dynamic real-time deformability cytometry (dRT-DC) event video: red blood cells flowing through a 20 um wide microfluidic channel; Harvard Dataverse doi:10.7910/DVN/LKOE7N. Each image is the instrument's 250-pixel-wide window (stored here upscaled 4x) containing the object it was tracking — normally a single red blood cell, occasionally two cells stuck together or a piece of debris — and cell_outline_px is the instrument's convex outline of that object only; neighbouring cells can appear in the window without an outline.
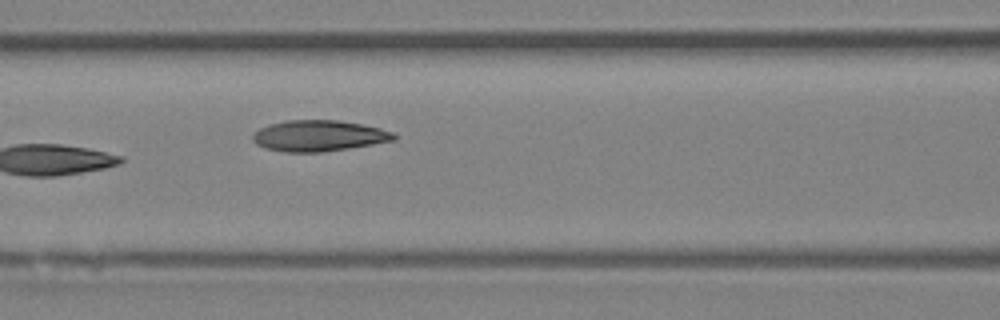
{"species": "Egyptian fruit bat (a non-hibernating species)", "species_latin": "Rousettus aegyptiacus", "temperature_condition": "room temperature", "stored_images_in_passage": 7, "camera_frame_rate_fps": 3000, "um_per_image_px": 0.085, "animal": {"sex": "female"}, "frame": {"image": 1, "passage_image": 7, "time_ms": 7.0, "image_size_px": [1000, 320], "cell_outline_px": [[396, 140], [348, 148], [320, 152], [284, 152], [264, 148], [256, 144], [252, 140], [252, 136], [260, 128], [268, 124], [288, 120], [336, 120], [360, 124], [380, 128], [392, 132], [396, 136]], "centroid_in_image_um": [27.06, 11.54], "position_along_channel_um": 139.5, "area_um2": 25.37}}